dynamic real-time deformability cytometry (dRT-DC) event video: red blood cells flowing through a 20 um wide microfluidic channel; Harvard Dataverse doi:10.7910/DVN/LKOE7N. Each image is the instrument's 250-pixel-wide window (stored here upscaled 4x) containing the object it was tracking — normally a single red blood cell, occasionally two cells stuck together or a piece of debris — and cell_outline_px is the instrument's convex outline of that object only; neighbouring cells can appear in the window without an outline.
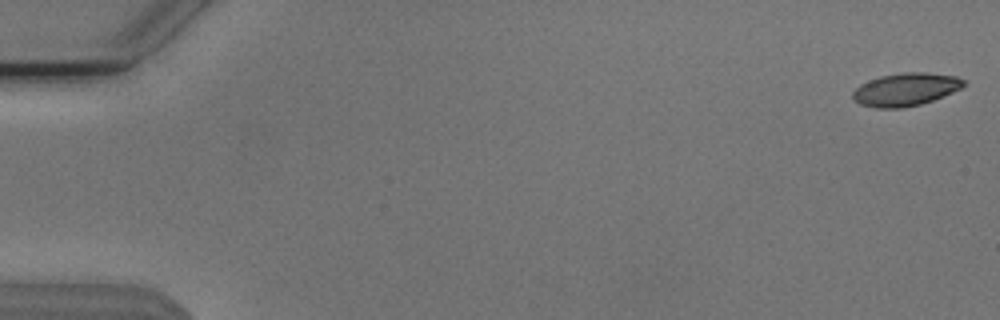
{"species": "Egyptian fruit bat (a non-hibernating species)", "species_latin": "Rousettus aegyptiacus", "temperature_condition": "cold", "stored_images_in_passage": 54, "camera_frame_rate_fps": 3000, "um_per_image_px": 0.085, "animal": {"sex": "male"}, "frame": {"image": 1, "passage_image": 1, "time_ms": 0.0, "image_size_px": [1000, 320], "cell_outline_px": [[964, 84], [960, 88], [952, 92], [932, 100], [920, 104], [904, 108], [876, 108], [860, 104], [852, 96], [852, 92], [860, 84], [880, 76], [904, 72], [928, 72], [956, 76], [964, 80]], "centroid_in_image_um": [76.96, 7.6], "position_along_channel_um": 8.0, "area_um2": 21.1}}
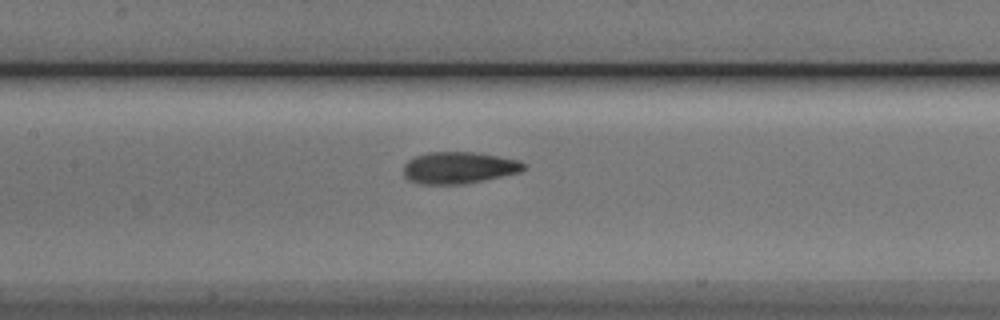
{"frame": {"image": 2, "passage_image": 26, "time_ms": 8.333, "image_size_px": [1000, 320], "cell_outline_px": [[524, 168], [520, 172], [484, 180], [464, 184], [420, 184], [408, 180], [404, 176], [404, 164], [408, 160], [416, 156], [428, 152], [476, 152], [520, 160], [524, 164]], "centroid_in_image_um": [38.98, 14.25], "position_along_channel_um": 168.4, "area_um2": 22.25}}
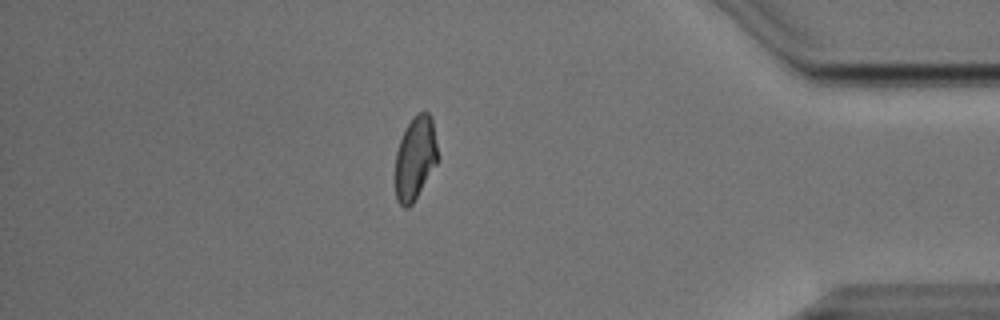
{"frame": {"image": 3, "passage_image": 47, "time_ms": 15.333, "image_size_px": [1000, 320], "cell_outline_px": [[436, 164], [412, 204], [408, 208], [404, 208], [396, 200], [396, 152], [400, 140], [412, 116], [420, 112], [428, 112], [432, 116], [436, 144]], "centroid_in_image_um": [35.28, 13.43], "position_along_channel_um": 399.9, "area_um2": 20.23}, "authors_computed_cell_mechanics": {"area_um2": 21.7906, "velocity_mm_per_s": 3.809, "shape_relaxation_time_tau1_ms": 5.0912, "shape_relaxation_time_tau2_ms": 1.5711, "deformation_change_tau1": 0.1614, "deformation_change_tau2": 0.0797}}